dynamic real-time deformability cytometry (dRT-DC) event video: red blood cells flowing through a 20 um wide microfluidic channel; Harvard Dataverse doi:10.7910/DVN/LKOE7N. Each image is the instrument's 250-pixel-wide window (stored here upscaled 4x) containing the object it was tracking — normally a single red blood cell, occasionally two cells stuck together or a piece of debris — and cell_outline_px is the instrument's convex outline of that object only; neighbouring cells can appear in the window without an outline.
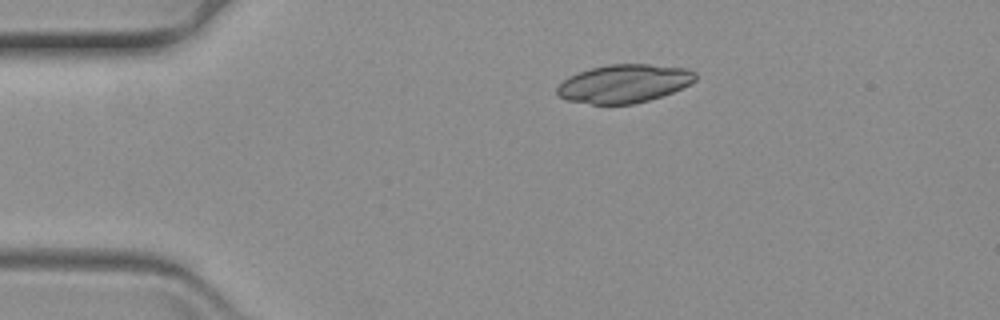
{"species": "common noctule bat (a hibernating species)", "species_latin": "Nyctalus noctula", "temperature_condition": "warm", "stored_images_in_passage": 43, "camera_frame_rate_fps": 3000, "um_per_image_px": 0.085, "animal": {"sex": "female", "body_mass_g": 19.3, "forearm_length_mm": 54.1}, "frame": {"image": 1, "passage_image": 1, "time_ms": 0.0, "image_size_px": [1000, 320], "cell_outline_px": [[696, 80], [672, 92], [648, 100], [632, 104], [592, 104], [564, 100], [556, 92], [556, 88], [568, 76], [592, 68], [608, 64], [648, 64], [688, 68], [696, 72]], "centroid_in_image_um": [53.03, 7.1], "position_along_channel_um": 32.0, "area_um2": 30.75}}
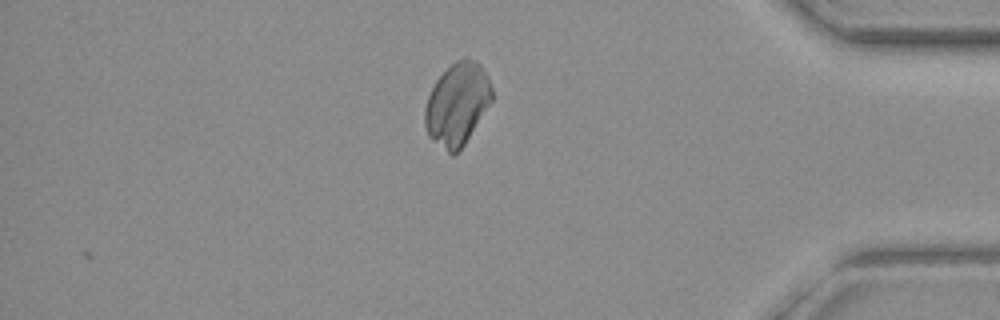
{"frame": {"image": 2, "passage_image": 41, "time_ms": 13.333, "image_size_px": [1000, 320], "cell_outline_px": [[492, 100], [464, 144], [452, 156], [432, 140], [428, 136], [424, 124], [424, 108], [428, 96], [436, 80], [456, 60], [476, 60], [480, 64], [488, 76], [492, 88]], "centroid_in_image_um": [38.85, 8.86], "position_along_channel_um": 396.4, "area_um2": 31.79}}